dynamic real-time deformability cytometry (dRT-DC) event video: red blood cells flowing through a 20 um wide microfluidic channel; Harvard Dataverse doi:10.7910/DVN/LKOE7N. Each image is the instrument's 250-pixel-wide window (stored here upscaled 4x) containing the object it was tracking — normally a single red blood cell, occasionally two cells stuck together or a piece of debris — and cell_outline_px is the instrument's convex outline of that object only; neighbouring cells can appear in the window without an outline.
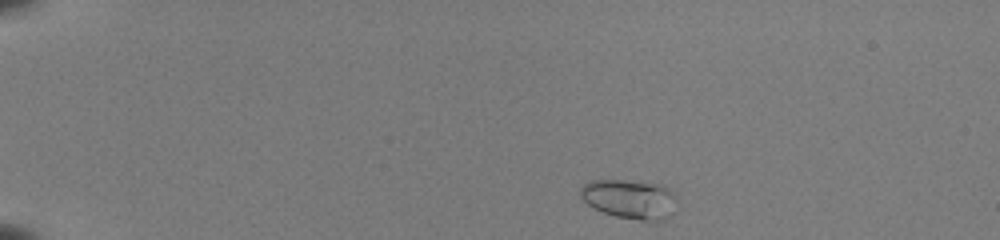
{"species": "common noctule bat (a hibernating species)", "species_latin": "Nyctalus noctula", "temperature_condition": "room temperature", "stored_images_in_passage": 44, "camera_frame_rate_fps": 3000, "um_per_image_px": 0.085, "animal": {"sex": "female", "body_mass_g": 22.0, "forearm_length_mm": 56.7}, "frame": {"image": 1, "passage_image": 2, "time_ms": 0.333, "image_size_px": [1000, 240], "cell_outline_px": [[676, 200], [672, 216], [660, 220], [640, 220], [616, 216], [604, 212], [588, 204], [580, 196], [580, 188], [588, 180], [624, 180], [660, 184], [668, 188], [672, 192]], "centroid_in_image_um": [53.53, 16.91], "position_along_channel_um": 31.5, "area_um2": 21.96}}
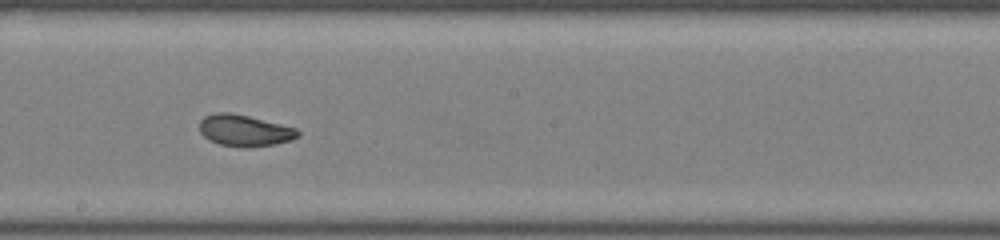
{"frame": {"image": 2, "passage_image": 24, "time_ms": 7.667, "image_size_px": [1000, 240], "cell_outline_px": [[300, 136], [292, 140], [276, 144], [248, 148], [244, 148], [220, 144], [208, 140], [200, 132], [200, 120], [204, 116], [216, 112], [232, 112], [296, 128], [300, 132]], "centroid_in_image_um": [20.79, 11.1], "position_along_channel_um": 227.4, "area_um2": 18.21}}
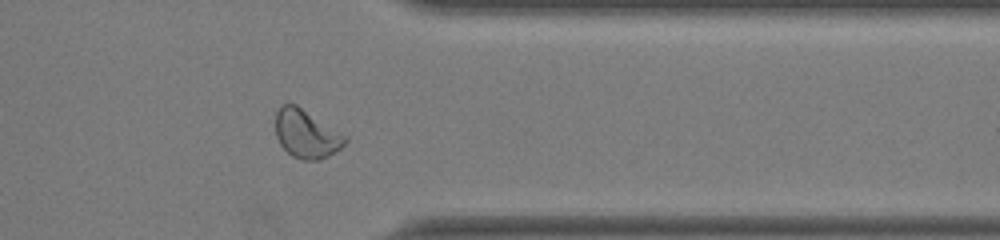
{"frame": {"image": 3, "passage_image": 36, "time_ms": 11.667, "image_size_px": [1000, 240], "cell_outline_px": [[348, 140], [340, 148], [328, 156], [320, 160], [300, 160], [292, 156], [280, 144], [276, 136], [276, 112], [280, 104], [296, 104], [348, 136]], "centroid_in_image_um": [26.04, 11.38], "position_along_channel_um": 385.4, "area_um2": 19.71}, "authors_computed_cell_mechanics": {"area_um2": 18.9873, "velocity_mm_per_s": 3.9943, "shape_relaxation_time_tau1_ms": 3.7201, "shape_relaxation_time_tau2_ms": 1.5972, "deformation_change_tau1": 0.1166, "deformation_change_tau2": 0.0498}}